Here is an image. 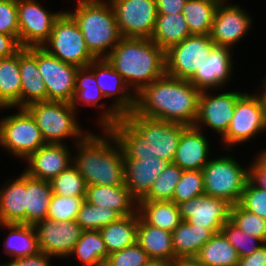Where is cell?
I'll use <instances>...</instances> for the list:
<instances>
[{
    "mask_svg": "<svg viewBox=\"0 0 266 266\" xmlns=\"http://www.w3.org/2000/svg\"><path fill=\"white\" fill-rule=\"evenodd\" d=\"M21 105V75L19 51L0 58V107Z\"/></svg>",
    "mask_w": 266,
    "mask_h": 266,
    "instance_id": "cell-32",
    "label": "cell"
},
{
    "mask_svg": "<svg viewBox=\"0 0 266 266\" xmlns=\"http://www.w3.org/2000/svg\"><path fill=\"white\" fill-rule=\"evenodd\" d=\"M236 266H266V244H262L253 254L239 258Z\"/></svg>",
    "mask_w": 266,
    "mask_h": 266,
    "instance_id": "cell-53",
    "label": "cell"
},
{
    "mask_svg": "<svg viewBox=\"0 0 266 266\" xmlns=\"http://www.w3.org/2000/svg\"><path fill=\"white\" fill-rule=\"evenodd\" d=\"M85 197L52 195L46 219L64 222L76 220Z\"/></svg>",
    "mask_w": 266,
    "mask_h": 266,
    "instance_id": "cell-43",
    "label": "cell"
},
{
    "mask_svg": "<svg viewBox=\"0 0 266 266\" xmlns=\"http://www.w3.org/2000/svg\"><path fill=\"white\" fill-rule=\"evenodd\" d=\"M239 204L244 209L266 219V190L257 187L250 179L246 183Z\"/></svg>",
    "mask_w": 266,
    "mask_h": 266,
    "instance_id": "cell-48",
    "label": "cell"
},
{
    "mask_svg": "<svg viewBox=\"0 0 266 266\" xmlns=\"http://www.w3.org/2000/svg\"><path fill=\"white\" fill-rule=\"evenodd\" d=\"M214 45L209 35H190L165 51V73L177 79L190 80Z\"/></svg>",
    "mask_w": 266,
    "mask_h": 266,
    "instance_id": "cell-8",
    "label": "cell"
},
{
    "mask_svg": "<svg viewBox=\"0 0 266 266\" xmlns=\"http://www.w3.org/2000/svg\"><path fill=\"white\" fill-rule=\"evenodd\" d=\"M201 91L189 80L177 79L166 73L151 84L144 86L136 96L120 95L113 109L102 117L103 126L108 129L127 113L135 111L138 115L186 126H194L198 116Z\"/></svg>",
    "mask_w": 266,
    "mask_h": 266,
    "instance_id": "cell-1",
    "label": "cell"
},
{
    "mask_svg": "<svg viewBox=\"0 0 266 266\" xmlns=\"http://www.w3.org/2000/svg\"><path fill=\"white\" fill-rule=\"evenodd\" d=\"M121 216L114 210L103 206L92 205L85 200L81 204L76 222L83 231L100 230L102 227L118 220Z\"/></svg>",
    "mask_w": 266,
    "mask_h": 266,
    "instance_id": "cell-39",
    "label": "cell"
},
{
    "mask_svg": "<svg viewBox=\"0 0 266 266\" xmlns=\"http://www.w3.org/2000/svg\"><path fill=\"white\" fill-rule=\"evenodd\" d=\"M6 228L11 229L6 244L8 253L15 256V259L36 255L40 251L38 236L35 232L34 225L21 223L3 224ZM10 251V252H9Z\"/></svg>",
    "mask_w": 266,
    "mask_h": 266,
    "instance_id": "cell-36",
    "label": "cell"
},
{
    "mask_svg": "<svg viewBox=\"0 0 266 266\" xmlns=\"http://www.w3.org/2000/svg\"><path fill=\"white\" fill-rule=\"evenodd\" d=\"M221 229H209L182 221L172 232L174 255L179 258H195L201 247Z\"/></svg>",
    "mask_w": 266,
    "mask_h": 266,
    "instance_id": "cell-24",
    "label": "cell"
},
{
    "mask_svg": "<svg viewBox=\"0 0 266 266\" xmlns=\"http://www.w3.org/2000/svg\"><path fill=\"white\" fill-rule=\"evenodd\" d=\"M88 69V66L78 68L75 81L74 98L71 103L73 107H75V102L78 100V98V101L83 99L85 102L96 106V102L100 98L104 97L101 89L97 85L94 72L92 74L83 76V73L89 71Z\"/></svg>",
    "mask_w": 266,
    "mask_h": 266,
    "instance_id": "cell-45",
    "label": "cell"
},
{
    "mask_svg": "<svg viewBox=\"0 0 266 266\" xmlns=\"http://www.w3.org/2000/svg\"><path fill=\"white\" fill-rule=\"evenodd\" d=\"M0 223L26 224V172L0 191Z\"/></svg>",
    "mask_w": 266,
    "mask_h": 266,
    "instance_id": "cell-27",
    "label": "cell"
},
{
    "mask_svg": "<svg viewBox=\"0 0 266 266\" xmlns=\"http://www.w3.org/2000/svg\"><path fill=\"white\" fill-rule=\"evenodd\" d=\"M150 257L136 242L120 251L109 254L104 266H145Z\"/></svg>",
    "mask_w": 266,
    "mask_h": 266,
    "instance_id": "cell-47",
    "label": "cell"
},
{
    "mask_svg": "<svg viewBox=\"0 0 266 266\" xmlns=\"http://www.w3.org/2000/svg\"><path fill=\"white\" fill-rule=\"evenodd\" d=\"M21 48L14 36L0 33V58L13 56Z\"/></svg>",
    "mask_w": 266,
    "mask_h": 266,
    "instance_id": "cell-51",
    "label": "cell"
},
{
    "mask_svg": "<svg viewBox=\"0 0 266 266\" xmlns=\"http://www.w3.org/2000/svg\"><path fill=\"white\" fill-rule=\"evenodd\" d=\"M133 199L125 185H90L86 187L84 200L92 205L112 209L122 217L135 214L131 210Z\"/></svg>",
    "mask_w": 266,
    "mask_h": 266,
    "instance_id": "cell-25",
    "label": "cell"
},
{
    "mask_svg": "<svg viewBox=\"0 0 266 266\" xmlns=\"http://www.w3.org/2000/svg\"><path fill=\"white\" fill-rule=\"evenodd\" d=\"M141 218L149 225L173 232L183 221L180 208L173 201H139Z\"/></svg>",
    "mask_w": 266,
    "mask_h": 266,
    "instance_id": "cell-33",
    "label": "cell"
},
{
    "mask_svg": "<svg viewBox=\"0 0 266 266\" xmlns=\"http://www.w3.org/2000/svg\"><path fill=\"white\" fill-rule=\"evenodd\" d=\"M241 96L239 92H228L211 98L201 91L196 122H204L223 136L233 118L236 101Z\"/></svg>",
    "mask_w": 266,
    "mask_h": 266,
    "instance_id": "cell-19",
    "label": "cell"
},
{
    "mask_svg": "<svg viewBox=\"0 0 266 266\" xmlns=\"http://www.w3.org/2000/svg\"><path fill=\"white\" fill-rule=\"evenodd\" d=\"M136 242L145 250L150 259L174 262L172 233L147 224L139 215Z\"/></svg>",
    "mask_w": 266,
    "mask_h": 266,
    "instance_id": "cell-26",
    "label": "cell"
},
{
    "mask_svg": "<svg viewBox=\"0 0 266 266\" xmlns=\"http://www.w3.org/2000/svg\"><path fill=\"white\" fill-rule=\"evenodd\" d=\"M0 33L14 36L18 40L17 2L0 0Z\"/></svg>",
    "mask_w": 266,
    "mask_h": 266,
    "instance_id": "cell-49",
    "label": "cell"
},
{
    "mask_svg": "<svg viewBox=\"0 0 266 266\" xmlns=\"http://www.w3.org/2000/svg\"><path fill=\"white\" fill-rule=\"evenodd\" d=\"M265 88H266V86H265ZM261 98H262L263 104L266 106V90H265V93L261 96Z\"/></svg>",
    "mask_w": 266,
    "mask_h": 266,
    "instance_id": "cell-57",
    "label": "cell"
},
{
    "mask_svg": "<svg viewBox=\"0 0 266 266\" xmlns=\"http://www.w3.org/2000/svg\"><path fill=\"white\" fill-rule=\"evenodd\" d=\"M205 194L227 200L232 205L240 202L249 180L245 171L232 158L209 161L202 169Z\"/></svg>",
    "mask_w": 266,
    "mask_h": 266,
    "instance_id": "cell-5",
    "label": "cell"
},
{
    "mask_svg": "<svg viewBox=\"0 0 266 266\" xmlns=\"http://www.w3.org/2000/svg\"><path fill=\"white\" fill-rule=\"evenodd\" d=\"M230 220L246 234L259 238L263 244L266 243V219L237 203L232 205Z\"/></svg>",
    "mask_w": 266,
    "mask_h": 266,
    "instance_id": "cell-41",
    "label": "cell"
},
{
    "mask_svg": "<svg viewBox=\"0 0 266 266\" xmlns=\"http://www.w3.org/2000/svg\"><path fill=\"white\" fill-rule=\"evenodd\" d=\"M183 170L170 163L155 179L149 192L139 201H172L173 193Z\"/></svg>",
    "mask_w": 266,
    "mask_h": 266,
    "instance_id": "cell-38",
    "label": "cell"
},
{
    "mask_svg": "<svg viewBox=\"0 0 266 266\" xmlns=\"http://www.w3.org/2000/svg\"><path fill=\"white\" fill-rule=\"evenodd\" d=\"M228 49V46L214 45L206 61L189 82L200 91L226 82L232 67Z\"/></svg>",
    "mask_w": 266,
    "mask_h": 266,
    "instance_id": "cell-22",
    "label": "cell"
},
{
    "mask_svg": "<svg viewBox=\"0 0 266 266\" xmlns=\"http://www.w3.org/2000/svg\"><path fill=\"white\" fill-rule=\"evenodd\" d=\"M170 163L157 157L124 159L125 186L137 201L141 200L149 192L158 175Z\"/></svg>",
    "mask_w": 266,
    "mask_h": 266,
    "instance_id": "cell-17",
    "label": "cell"
},
{
    "mask_svg": "<svg viewBox=\"0 0 266 266\" xmlns=\"http://www.w3.org/2000/svg\"><path fill=\"white\" fill-rule=\"evenodd\" d=\"M122 37L151 38L157 19L156 0H110Z\"/></svg>",
    "mask_w": 266,
    "mask_h": 266,
    "instance_id": "cell-11",
    "label": "cell"
},
{
    "mask_svg": "<svg viewBox=\"0 0 266 266\" xmlns=\"http://www.w3.org/2000/svg\"><path fill=\"white\" fill-rule=\"evenodd\" d=\"M53 195L49 181L36 179L26 173V224L35 225L47 217Z\"/></svg>",
    "mask_w": 266,
    "mask_h": 266,
    "instance_id": "cell-30",
    "label": "cell"
},
{
    "mask_svg": "<svg viewBox=\"0 0 266 266\" xmlns=\"http://www.w3.org/2000/svg\"><path fill=\"white\" fill-rule=\"evenodd\" d=\"M61 13L49 14L34 0L17 2L18 42L23 48L42 47Z\"/></svg>",
    "mask_w": 266,
    "mask_h": 266,
    "instance_id": "cell-14",
    "label": "cell"
},
{
    "mask_svg": "<svg viewBox=\"0 0 266 266\" xmlns=\"http://www.w3.org/2000/svg\"><path fill=\"white\" fill-rule=\"evenodd\" d=\"M8 1H14V2H19V1H21V0H8Z\"/></svg>",
    "mask_w": 266,
    "mask_h": 266,
    "instance_id": "cell-58",
    "label": "cell"
},
{
    "mask_svg": "<svg viewBox=\"0 0 266 266\" xmlns=\"http://www.w3.org/2000/svg\"><path fill=\"white\" fill-rule=\"evenodd\" d=\"M222 5L221 0L216 9L209 36L215 45L229 47L243 37L251 21L238 6L223 7Z\"/></svg>",
    "mask_w": 266,
    "mask_h": 266,
    "instance_id": "cell-18",
    "label": "cell"
},
{
    "mask_svg": "<svg viewBox=\"0 0 266 266\" xmlns=\"http://www.w3.org/2000/svg\"><path fill=\"white\" fill-rule=\"evenodd\" d=\"M205 194L202 170H183L176 185L172 201L177 205Z\"/></svg>",
    "mask_w": 266,
    "mask_h": 266,
    "instance_id": "cell-42",
    "label": "cell"
},
{
    "mask_svg": "<svg viewBox=\"0 0 266 266\" xmlns=\"http://www.w3.org/2000/svg\"><path fill=\"white\" fill-rule=\"evenodd\" d=\"M145 266H173V262L168 260L150 259Z\"/></svg>",
    "mask_w": 266,
    "mask_h": 266,
    "instance_id": "cell-56",
    "label": "cell"
},
{
    "mask_svg": "<svg viewBox=\"0 0 266 266\" xmlns=\"http://www.w3.org/2000/svg\"><path fill=\"white\" fill-rule=\"evenodd\" d=\"M96 62L97 59L92 61L91 64L88 65V68L95 66L96 67L95 70H98L94 74L97 81V85L101 89V92L103 93L104 97L115 95L117 92L119 93L124 92V88H121V84H123L125 81L123 77L108 62V60L101 59L97 63V65H95ZM108 79L111 80L112 82L109 81ZM107 81L111 83L109 84ZM112 87H114V89Z\"/></svg>",
    "mask_w": 266,
    "mask_h": 266,
    "instance_id": "cell-44",
    "label": "cell"
},
{
    "mask_svg": "<svg viewBox=\"0 0 266 266\" xmlns=\"http://www.w3.org/2000/svg\"><path fill=\"white\" fill-rule=\"evenodd\" d=\"M204 266H236L239 256L222 232L216 233L195 257Z\"/></svg>",
    "mask_w": 266,
    "mask_h": 266,
    "instance_id": "cell-34",
    "label": "cell"
},
{
    "mask_svg": "<svg viewBox=\"0 0 266 266\" xmlns=\"http://www.w3.org/2000/svg\"><path fill=\"white\" fill-rule=\"evenodd\" d=\"M181 218L192 225L222 229L230 220L232 204L206 194L179 204Z\"/></svg>",
    "mask_w": 266,
    "mask_h": 266,
    "instance_id": "cell-15",
    "label": "cell"
},
{
    "mask_svg": "<svg viewBox=\"0 0 266 266\" xmlns=\"http://www.w3.org/2000/svg\"><path fill=\"white\" fill-rule=\"evenodd\" d=\"M47 257L50 256L44 252H39L36 255L14 259L13 262L8 263L7 265L4 264L3 266H49Z\"/></svg>",
    "mask_w": 266,
    "mask_h": 266,
    "instance_id": "cell-52",
    "label": "cell"
},
{
    "mask_svg": "<svg viewBox=\"0 0 266 266\" xmlns=\"http://www.w3.org/2000/svg\"><path fill=\"white\" fill-rule=\"evenodd\" d=\"M187 0H156L158 14L182 13Z\"/></svg>",
    "mask_w": 266,
    "mask_h": 266,
    "instance_id": "cell-54",
    "label": "cell"
},
{
    "mask_svg": "<svg viewBox=\"0 0 266 266\" xmlns=\"http://www.w3.org/2000/svg\"><path fill=\"white\" fill-rule=\"evenodd\" d=\"M260 156L250 168L249 179L253 183L257 182V187L266 190V152Z\"/></svg>",
    "mask_w": 266,
    "mask_h": 266,
    "instance_id": "cell-50",
    "label": "cell"
},
{
    "mask_svg": "<svg viewBox=\"0 0 266 266\" xmlns=\"http://www.w3.org/2000/svg\"><path fill=\"white\" fill-rule=\"evenodd\" d=\"M208 143L197 125L187 126L181 133L173 163L182 170H202L206 161Z\"/></svg>",
    "mask_w": 266,
    "mask_h": 266,
    "instance_id": "cell-23",
    "label": "cell"
},
{
    "mask_svg": "<svg viewBox=\"0 0 266 266\" xmlns=\"http://www.w3.org/2000/svg\"><path fill=\"white\" fill-rule=\"evenodd\" d=\"M38 70L47 89V101L72 103L78 67L38 47Z\"/></svg>",
    "mask_w": 266,
    "mask_h": 266,
    "instance_id": "cell-12",
    "label": "cell"
},
{
    "mask_svg": "<svg viewBox=\"0 0 266 266\" xmlns=\"http://www.w3.org/2000/svg\"><path fill=\"white\" fill-rule=\"evenodd\" d=\"M266 128V106L262 98L243 94L235 104L233 118L222 136L226 143H240Z\"/></svg>",
    "mask_w": 266,
    "mask_h": 266,
    "instance_id": "cell-13",
    "label": "cell"
},
{
    "mask_svg": "<svg viewBox=\"0 0 266 266\" xmlns=\"http://www.w3.org/2000/svg\"><path fill=\"white\" fill-rule=\"evenodd\" d=\"M221 232L227 238L229 243L236 249L239 258L253 254L260 246H262L261 244H255L256 241L261 242L259 238L246 234L240 230L231 220H228L224 224ZM249 243L252 245L248 246Z\"/></svg>",
    "mask_w": 266,
    "mask_h": 266,
    "instance_id": "cell-46",
    "label": "cell"
},
{
    "mask_svg": "<svg viewBox=\"0 0 266 266\" xmlns=\"http://www.w3.org/2000/svg\"><path fill=\"white\" fill-rule=\"evenodd\" d=\"M73 253L87 266H104L109 256L99 230L83 231Z\"/></svg>",
    "mask_w": 266,
    "mask_h": 266,
    "instance_id": "cell-37",
    "label": "cell"
},
{
    "mask_svg": "<svg viewBox=\"0 0 266 266\" xmlns=\"http://www.w3.org/2000/svg\"><path fill=\"white\" fill-rule=\"evenodd\" d=\"M124 117L145 137L149 156L173 163L186 125L144 117L135 111L125 114Z\"/></svg>",
    "mask_w": 266,
    "mask_h": 266,
    "instance_id": "cell-7",
    "label": "cell"
},
{
    "mask_svg": "<svg viewBox=\"0 0 266 266\" xmlns=\"http://www.w3.org/2000/svg\"><path fill=\"white\" fill-rule=\"evenodd\" d=\"M34 228H37L40 251L48 256L72 254L74 246L83 232L76 220L56 222L44 219L37 222Z\"/></svg>",
    "mask_w": 266,
    "mask_h": 266,
    "instance_id": "cell-16",
    "label": "cell"
},
{
    "mask_svg": "<svg viewBox=\"0 0 266 266\" xmlns=\"http://www.w3.org/2000/svg\"><path fill=\"white\" fill-rule=\"evenodd\" d=\"M108 53L103 59L108 60L125 83L136 85L137 93L165 74V52L151 39L122 37Z\"/></svg>",
    "mask_w": 266,
    "mask_h": 266,
    "instance_id": "cell-2",
    "label": "cell"
},
{
    "mask_svg": "<svg viewBox=\"0 0 266 266\" xmlns=\"http://www.w3.org/2000/svg\"><path fill=\"white\" fill-rule=\"evenodd\" d=\"M107 143L103 138L86 135L78 144L81 151L75 167L84 178L87 186L125 185L124 155L121 146H118L120 147L118 151Z\"/></svg>",
    "mask_w": 266,
    "mask_h": 266,
    "instance_id": "cell-3",
    "label": "cell"
},
{
    "mask_svg": "<svg viewBox=\"0 0 266 266\" xmlns=\"http://www.w3.org/2000/svg\"><path fill=\"white\" fill-rule=\"evenodd\" d=\"M192 35L182 13L157 14L151 40L164 52Z\"/></svg>",
    "mask_w": 266,
    "mask_h": 266,
    "instance_id": "cell-28",
    "label": "cell"
},
{
    "mask_svg": "<svg viewBox=\"0 0 266 266\" xmlns=\"http://www.w3.org/2000/svg\"><path fill=\"white\" fill-rule=\"evenodd\" d=\"M71 103L45 101L29 105L26 109L36 120L46 143L60 144L66 136L80 135L81 129L73 118Z\"/></svg>",
    "mask_w": 266,
    "mask_h": 266,
    "instance_id": "cell-9",
    "label": "cell"
},
{
    "mask_svg": "<svg viewBox=\"0 0 266 266\" xmlns=\"http://www.w3.org/2000/svg\"><path fill=\"white\" fill-rule=\"evenodd\" d=\"M5 118L0 123V143L12 153L26 159L46 142L36 120L26 108Z\"/></svg>",
    "mask_w": 266,
    "mask_h": 266,
    "instance_id": "cell-10",
    "label": "cell"
},
{
    "mask_svg": "<svg viewBox=\"0 0 266 266\" xmlns=\"http://www.w3.org/2000/svg\"><path fill=\"white\" fill-rule=\"evenodd\" d=\"M68 158V151L62 143H46L27 158L31 165L26 173L50 182L69 167Z\"/></svg>",
    "mask_w": 266,
    "mask_h": 266,
    "instance_id": "cell-21",
    "label": "cell"
},
{
    "mask_svg": "<svg viewBox=\"0 0 266 266\" xmlns=\"http://www.w3.org/2000/svg\"><path fill=\"white\" fill-rule=\"evenodd\" d=\"M105 130L121 146L124 159L153 157L149 156L145 137L124 116Z\"/></svg>",
    "mask_w": 266,
    "mask_h": 266,
    "instance_id": "cell-29",
    "label": "cell"
},
{
    "mask_svg": "<svg viewBox=\"0 0 266 266\" xmlns=\"http://www.w3.org/2000/svg\"><path fill=\"white\" fill-rule=\"evenodd\" d=\"M139 215L122 216L99 231L108 254L120 251L136 243Z\"/></svg>",
    "mask_w": 266,
    "mask_h": 266,
    "instance_id": "cell-31",
    "label": "cell"
},
{
    "mask_svg": "<svg viewBox=\"0 0 266 266\" xmlns=\"http://www.w3.org/2000/svg\"><path fill=\"white\" fill-rule=\"evenodd\" d=\"M173 266H204L196 258H179L173 262Z\"/></svg>",
    "mask_w": 266,
    "mask_h": 266,
    "instance_id": "cell-55",
    "label": "cell"
},
{
    "mask_svg": "<svg viewBox=\"0 0 266 266\" xmlns=\"http://www.w3.org/2000/svg\"><path fill=\"white\" fill-rule=\"evenodd\" d=\"M78 1L75 13L69 14L81 30L90 54L98 59L107 47L114 48L122 39L114 10L99 0Z\"/></svg>",
    "mask_w": 266,
    "mask_h": 266,
    "instance_id": "cell-4",
    "label": "cell"
},
{
    "mask_svg": "<svg viewBox=\"0 0 266 266\" xmlns=\"http://www.w3.org/2000/svg\"><path fill=\"white\" fill-rule=\"evenodd\" d=\"M221 0H187L182 14L191 34L209 35Z\"/></svg>",
    "mask_w": 266,
    "mask_h": 266,
    "instance_id": "cell-35",
    "label": "cell"
},
{
    "mask_svg": "<svg viewBox=\"0 0 266 266\" xmlns=\"http://www.w3.org/2000/svg\"><path fill=\"white\" fill-rule=\"evenodd\" d=\"M53 194L59 196L85 197L86 182L76 167H68L50 181Z\"/></svg>",
    "mask_w": 266,
    "mask_h": 266,
    "instance_id": "cell-40",
    "label": "cell"
},
{
    "mask_svg": "<svg viewBox=\"0 0 266 266\" xmlns=\"http://www.w3.org/2000/svg\"><path fill=\"white\" fill-rule=\"evenodd\" d=\"M47 42L53 50L42 47L67 64L82 68L96 60L87 49L83 34L69 12L61 13L56 19Z\"/></svg>",
    "mask_w": 266,
    "mask_h": 266,
    "instance_id": "cell-6",
    "label": "cell"
},
{
    "mask_svg": "<svg viewBox=\"0 0 266 266\" xmlns=\"http://www.w3.org/2000/svg\"><path fill=\"white\" fill-rule=\"evenodd\" d=\"M19 68L21 75V106L19 107L27 108L33 103L47 101L46 85L38 70V47H22L19 50Z\"/></svg>",
    "mask_w": 266,
    "mask_h": 266,
    "instance_id": "cell-20",
    "label": "cell"
}]
</instances>
